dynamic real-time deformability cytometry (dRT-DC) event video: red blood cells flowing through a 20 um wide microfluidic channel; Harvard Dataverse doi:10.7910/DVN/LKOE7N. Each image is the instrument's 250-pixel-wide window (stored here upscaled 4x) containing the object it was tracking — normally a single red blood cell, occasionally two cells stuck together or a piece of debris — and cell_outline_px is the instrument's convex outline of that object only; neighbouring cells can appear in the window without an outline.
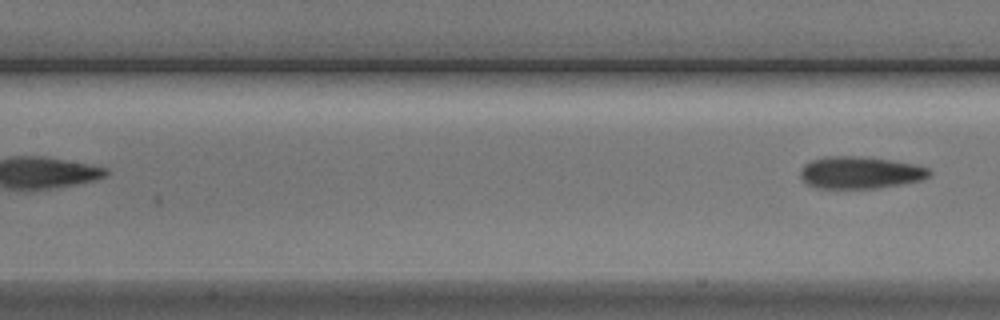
{"species": "Egyptian fruit bat (a non-hibernating species)", "species_latin": "Rousettus aegyptiacus", "temperature_condition": "cold", "stored_images_in_passage": 8, "segment_of_instrument_passage": [2, 2], "camera_frame_rate_fps": 3000, "um_per_image_px": 0.085, "animal": {"sex": "male"}, "frame": {"image": 1, "passage_image": 8, "time_ms": 9.0, "image_size_px": [1000, 320], "cell_outline_px": [[932, 172], [928, 176], [920, 180], [900, 184], [876, 188], [816, 188], [808, 184], [800, 176], [800, 172], [804, 164], [812, 160], [824, 156], [856, 156], [892, 160], [916, 164], [928, 168]], "centroid_in_image_um": [73.1, 14.66], "position_along_channel_um": 134.3, "area_um2": 24.04}}